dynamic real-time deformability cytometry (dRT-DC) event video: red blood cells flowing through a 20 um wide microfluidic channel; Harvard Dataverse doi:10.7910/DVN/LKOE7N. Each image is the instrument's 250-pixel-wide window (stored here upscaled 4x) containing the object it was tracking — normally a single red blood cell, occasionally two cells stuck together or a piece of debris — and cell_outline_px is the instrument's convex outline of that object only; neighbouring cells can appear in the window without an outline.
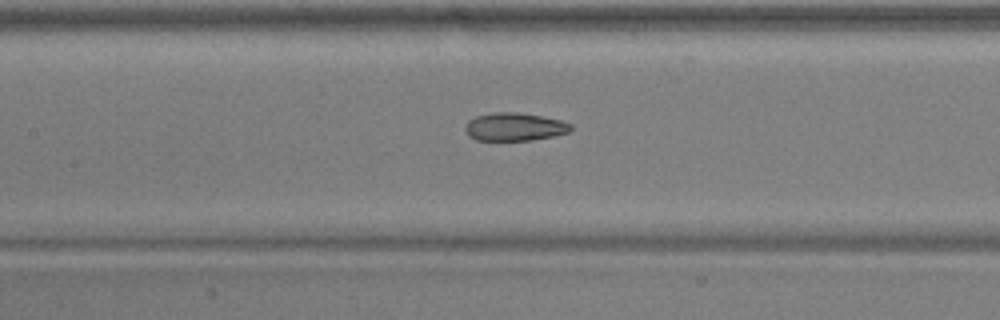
{"species": "common noctule bat (a hibernating species)", "species_latin": "Nyctalus noctula", "temperature_condition": "warm", "stored_images_in_passage": 31, "camera_frame_rate_fps": 3000, "um_per_image_px": 0.085, "animal": {"sex": "male", "body_mass_g": 17.9, "forearm_length_mm": 54.2}, "frame": {"image": 1, "passage_image": 17, "time_ms": 5.333, "image_size_px": [1000, 320], "cell_outline_px": [[572, 128], [568, 132], [552, 136], [532, 140], [476, 140], [468, 136], [464, 128], [468, 120], [476, 116], [492, 112], [516, 112], [540, 116], [560, 120], [572, 124]], "centroid_in_image_um": [43.69, 10.78], "position_along_channel_um": 163.7, "area_um2": 17.22}}